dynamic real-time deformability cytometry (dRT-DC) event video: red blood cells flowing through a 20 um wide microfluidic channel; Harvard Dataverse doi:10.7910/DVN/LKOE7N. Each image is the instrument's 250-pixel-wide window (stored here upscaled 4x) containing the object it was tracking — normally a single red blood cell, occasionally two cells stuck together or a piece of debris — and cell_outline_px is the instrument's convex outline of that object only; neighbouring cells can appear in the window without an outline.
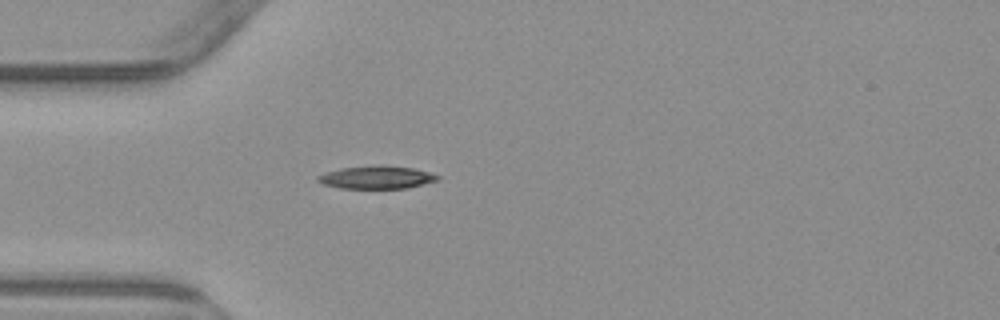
{"species": "common noctule bat (a hibernating species)", "species_latin": "Nyctalus noctula", "temperature_condition": "warm", "stored_images_in_passage": 1, "camera_frame_rate_fps": 3000, "um_per_image_px": 0.085, "animal": {"sex": "male", "body_mass_g": 23.1, "forearm_length_mm": 52.7}, "frame": {"image": 1, "passage_image": 1, "time_ms": 0.0, "image_size_px": [1000, 320], "cell_outline_px": [[440, 176], [436, 180], [408, 188], [340, 188], [324, 184], [316, 180], [316, 176], [324, 172], [340, 168], [384, 164], [412, 168], [432, 172]], "centroid_in_image_um": [31.99, 15.05], "position_along_channel_um": 53.0, "area_um2": 16.07}}